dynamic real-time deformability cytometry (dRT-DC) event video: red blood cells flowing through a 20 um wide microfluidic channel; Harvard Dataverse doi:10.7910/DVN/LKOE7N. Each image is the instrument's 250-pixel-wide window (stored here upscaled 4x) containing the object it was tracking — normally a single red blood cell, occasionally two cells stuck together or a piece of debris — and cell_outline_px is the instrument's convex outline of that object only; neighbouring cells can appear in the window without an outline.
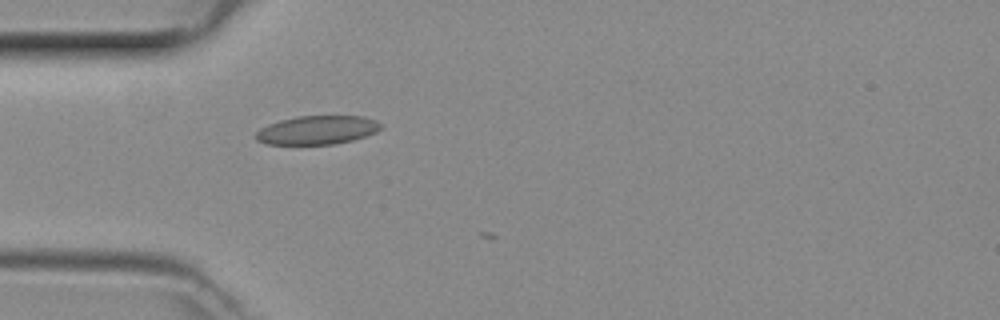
{"species": "common noctule bat (a hibernating species)", "species_latin": "Nyctalus noctula", "temperature_condition": "room temperature", "stored_images_in_passage": 6, "camera_frame_rate_fps": 3000, "um_per_image_px": 0.085, "animal": {"sex": "female", "body_mass_g": 29.2, "forearm_length_mm": 56.3}, "frame": {"image": 1, "passage_image": 1, "time_ms": 0.0, "image_size_px": [1000, 320], "cell_outline_px": [[384, 124], [376, 132], [352, 140], [336, 144], [264, 144], [256, 140], [256, 132], [260, 128], [268, 124], [280, 120], [296, 116], [364, 116], [376, 120]], "centroid_in_image_um": [26.96, 11.05], "position_along_channel_um": 58.0, "area_um2": 20.98}}
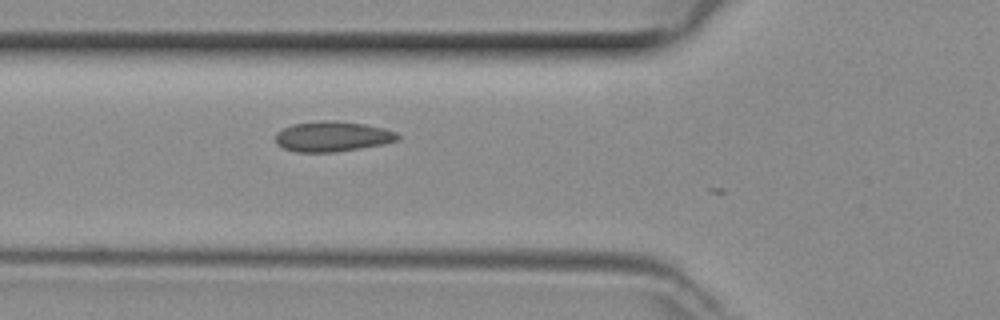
{"frame": {"image": 2, "passage_image": 4, "time_ms": 1.0, "image_size_px": [1000, 320], "cell_outline_px": [[400, 140], [360, 148], [336, 152], [296, 152], [284, 148], [276, 144], [276, 132], [292, 124], [320, 120], [336, 120], [364, 124], [384, 128], [396, 132], [400, 136]], "centroid_in_image_um": [28.24, 11.59], "position_along_channel_um": 97.6, "area_um2": 21.62}}